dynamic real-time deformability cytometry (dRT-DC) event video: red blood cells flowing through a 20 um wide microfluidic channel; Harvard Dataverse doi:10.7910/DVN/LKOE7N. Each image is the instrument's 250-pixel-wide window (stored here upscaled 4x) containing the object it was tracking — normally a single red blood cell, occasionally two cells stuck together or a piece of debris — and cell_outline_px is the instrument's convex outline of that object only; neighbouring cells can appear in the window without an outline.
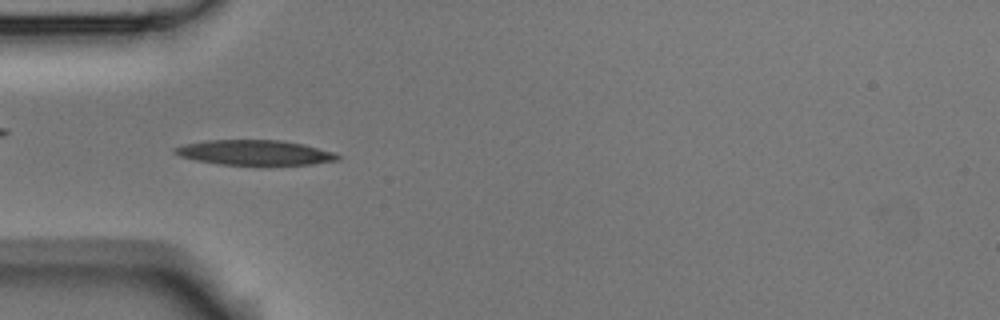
{"species": "Egyptian fruit bat (a non-hibernating species)", "species_latin": "Rousettus aegyptiacus", "temperature_condition": "room temperature", "stored_images_in_passage": 52, "camera_frame_rate_fps": 3000, "um_per_image_px": 0.085, "animal": {"sex": "male"}, "frame": {"image": 1, "passage_image": 15, "time_ms": 4.667, "image_size_px": [1000, 320], "cell_outline_px": [[340, 160], [312, 164], [268, 168], [220, 164], [196, 160], [180, 156], [172, 152], [172, 148], [184, 144], [208, 140], [280, 140], [304, 144], [332, 152], [340, 156]], "centroid_in_image_um": [21.68, 13.02], "position_along_channel_um": 63.3, "area_um2": 24.8}}
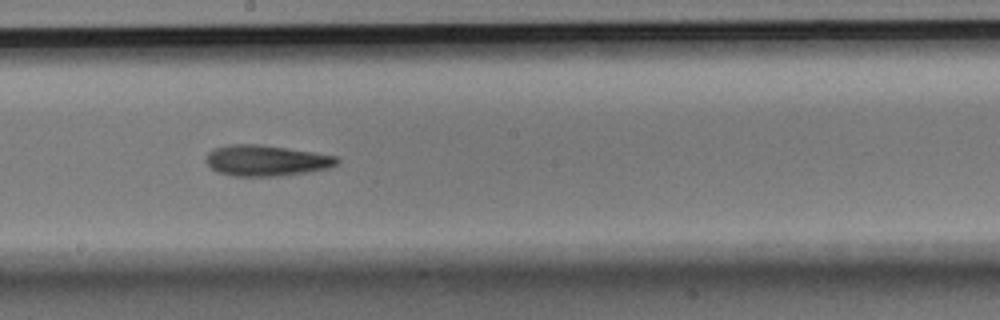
{"frame": {"image": 2, "passage_image": 28, "time_ms": 9.0, "image_size_px": [1000, 320], "cell_outline_px": [[340, 160], [336, 164], [328, 168], [308, 172], [280, 176], [232, 176], [216, 172], [204, 160], [208, 152], [212, 148], [232, 144], [256, 144], [288, 148], [336, 156]], "centroid_in_image_um": [22.58, 13.65], "position_along_channel_um": 225.6, "area_um2": 23.64}}
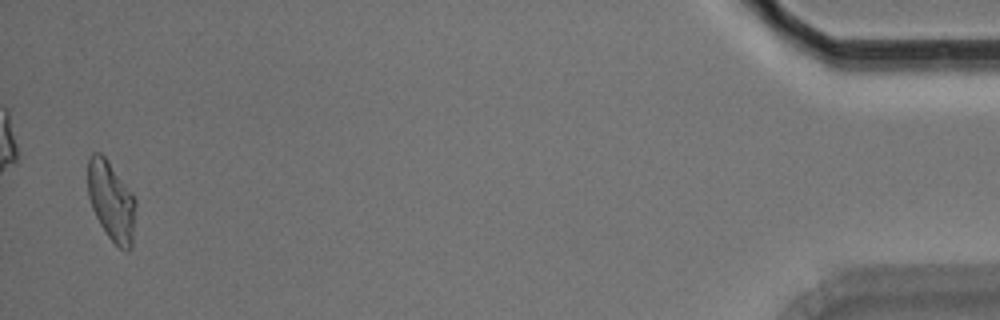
{"frame": {"image": 3, "passage_image": 51, "time_ms": 16.667, "image_size_px": [1000, 320], "cell_outline_px": [[136, 204], [132, 248], [120, 248], [108, 236], [100, 224], [92, 208], [88, 196], [88, 160], [92, 152], [100, 152], [104, 156], [132, 192], [136, 200]], "centroid_in_image_um": [9.46, 17.07], "position_along_channel_um": 425.7, "area_um2": 22.02}, "authors_computed_cell_mechanics": {"area_um2": 22.5709, "velocity_mm_per_s": 3.7524, "shape_relaxation_time_tau1_ms": null, "shape_relaxation_time_tau2_ms": 4.065, "deformation_change_tau1": null, "deformation_change_tau2": 0.1478}}